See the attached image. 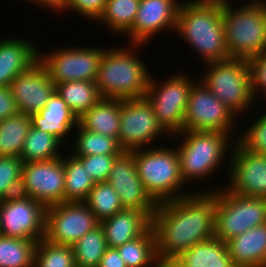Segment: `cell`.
I'll list each match as a JSON object with an SVG mask.
<instances>
[{
	"label": "cell",
	"instance_id": "1",
	"mask_svg": "<svg viewBox=\"0 0 266 267\" xmlns=\"http://www.w3.org/2000/svg\"><path fill=\"white\" fill-rule=\"evenodd\" d=\"M215 212L216 190L158 203L151 226L161 264L169 266L185 250L213 238Z\"/></svg>",
	"mask_w": 266,
	"mask_h": 267
},
{
	"label": "cell",
	"instance_id": "2",
	"mask_svg": "<svg viewBox=\"0 0 266 267\" xmlns=\"http://www.w3.org/2000/svg\"><path fill=\"white\" fill-rule=\"evenodd\" d=\"M176 33L203 59L204 65L230 58L226 46L221 0L182 1ZM206 62V63H205Z\"/></svg>",
	"mask_w": 266,
	"mask_h": 267
},
{
	"label": "cell",
	"instance_id": "3",
	"mask_svg": "<svg viewBox=\"0 0 266 267\" xmlns=\"http://www.w3.org/2000/svg\"><path fill=\"white\" fill-rule=\"evenodd\" d=\"M221 0L226 46L230 58L250 59L266 50V0L233 8Z\"/></svg>",
	"mask_w": 266,
	"mask_h": 267
},
{
	"label": "cell",
	"instance_id": "4",
	"mask_svg": "<svg viewBox=\"0 0 266 267\" xmlns=\"http://www.w3.org/2000/svg\"><path fill=\"white\" fill-rule=\"evenodd\" d=\"M117 48H107L101 58L95 81L100 96L122 100L145 97L149 68L133 50Z\"/></svg>",
	"mask_w": 266,
	"mask_h": 267
},
{
	"label": "cell",
	"instance_id": "5",
	"mask_svg": "<svg viewBox=\"0 0 266 267\" xmlns=\"http://www.w3.org/2000/svg\"><path fill=\"white\" fill-rule=\"evenodd\" d=\"M162 147L130 151L134 156L142 184L157 203L179 199L193 193L180 191L184 181L180 175L177 149Z\"/></svg>",
	"mask_w": 266,
	"mask_h": 267
},
{
	"label": "cell",
	"instance_id": "6",
	"mask_svg": "<svg viewBox=\"0 0 266 267\" xmlns=\"http://www.w3.org/2000/svg\"><path fill=\"white\" fill-rule=\"evenodd\" d=\"M183 135L182 144L178 146L177 153L179 156L180 175L184 183H190L192 180H202L212 175L226 159V153L231 152L234 145L231 134L215 131H197L183 130L171 137ZM230 137V138H229ZM232 145V146H231ZM228 146H230L228 148ZM211 174V175H210Z\"/></svg>",
	"mask_w": 266,
	"mask_h": 267
},
{
	"label": "cell",
	"instance_id": "7",
	"mask_svg": "<svg viewBox=\"0 0 266 267\" xmlns=\"http://www.w3.org/2000/svg\"><path fill=\"white\" fill-rule=\"evenodd\" d=\"M208 68V69H207ZM202 82L211 93L226 105L235 116L252 107L255 99L251 89V75L247 59L229 58L207 63Z\"/></svg>",
	"mask_w": 266,
	"mask_h": 267
},
{
	"label": "cell",
	"instance_id": "8",
	"mask_svg": "<svg viewBox=\"0 0 266 267\" xmlns=\"http://www.w3.org/2000/svg\"><path fill=\"white\" fill-rule=\"evenodd\" d=\"M216 190L215 235L227 242L250 228L266 223V198L246 197L220 188Z\"/></svg>",
	"mask_w": 266,
	"mask_h": 267
},
{
	"label": "cell",
	"instance_id": "9",
	"mask_svg": "<svg viewBox=\"0 0 266 267\" xmlns=\"http://www.w3.org/2000/svg\"><path fill=\"white\" fill-rule=\"evenodd\" d=\"M182 74L174 73L161 84L150 75L145 94L159 124L170 135L183 131L189 94L196 82L188 75Z\"/></svg>",
	"mask_w": 266,
	"mask_h": 267
},
{
	"label": "cell",
	"instance_id": "10",
	"mask_svg": "<svg viewBox=\"0 0 266 267\" xmlns=\"http://www.w3.org/2000/svg\"><path fill=\"white\" fill-rule=\"evenodd\" d=\"M104 52L105 48L92 46L62 47L46 54L39 51V62L55 84L69 81L95 82Z\"/></svg>",
	"mask_w": 266,
	"mask_h": 267
},
{
	"label": "cell",
	"instance_id": "11",
	"mask_svg": "<svg viewBox=\"0 0 266 267\" xmlns=\"http://www.w3.org/2000/svg\"><path fill=\"white\" fill-rule=\"evenodd\" d=\"M164 133L170 136L159 124L146 97L121 99L118 143L123 151L144 149L148 144L152 146L150 142Z\"/></svg>",
	"mask_w": 266,
	"mask_h": 267
},
{
	"label": "cell",
	"instance_id": "12",
	"mask_svg": "<svg viewBox=\"0 0 266 267\" xmlns=\"http://www.w3.org/2000/svg\"><path fill=\"white\" fill-rule=\"evenodd\" d=\"M46 207L22 194L0 201V234L39 241L45 237Z\"/></svg>",
	"mask_w": 266,
	"mask_h": 267
},
{
	"label": "cell",
	"instance_id": "13",
	"mask_svg": "<svg viewBox=\"0 0 266 267\" xmlns=\"http://www.w3.org/2000/svg\"><path fill=\"white\" fill-rule=\"evenodd\" d=\"M100 221L84 202H63L46 207L45 239L72 246Z\"/></svg>",
	"mask_w": 266,
	"mask_h": 267
},
{
	"label": "cell",
	"instance_id": "14",
	"mask_svg": "<svg viewBox=\"0 0 266 267\" xmlns=\"http://www.w3.org/2000/svg\"><path fill=\"white\" fill-rule=\"evenodd\" d=\"M200 83V84H199ZM236 116L202 83H194L189 94L183 130L234 132Z\"/></svg>",
	"mask_w": 266,
	"mask_h": 267
},
{
	"label": "cell",
	"instance_id": "15",
	"mask_svg": "<svg viewBox=\"0 0 266 267\" xmlns=\"http://www.w3.org/2000/svg\"><path fill=\"white\" fill-rule=\"evenodd\" d=\"M19 194L28 196L45 207L64 202L63 157L23 163Z\"/></svg>",
	"mask_w": 266,
	"mask_h": 267
},
{
	"label": "cell",
	"instance_id": "16",
	"mask_svg": "<svg viewBox=\"0 0 266 267\" xmlns=\"http://www.w3.org/2000/svg\"><path fill=\"white\" fill-rule=\"evenodd\" d=\"M106 182L117 192L124 208L142 211L152 219L158 203L142 184L131 152L123 151L116 157Z\"/></svg>",
	"mask_w": 266,
	"mask_h": 267
},
{
	"label": "cell",
	"instance_id": "17",
	"mask_svg": "<svg viewBox=\"0 0 266 267\" xmlns=\"http://www.w3.org/2000/svg\"><path fill=\"white\" fill-rule=\"evenodd\" d=\"M230 154L226 187L238 195L266 198V155L247 151L237 141Z\"/></svg>",
	"mask_w": 266,
	"mask_h": 267
},
{
	"label": "cell",
	"instance_id": "18",
	"mask_svg": "<svg viewBox=\"0 0 266 267\" xmlns=\"http://www.w3.org/2000/svg\"><path fill=\"white\" fill-rule=\"evenodd\" d=\"M179 0H140L133 25L123 34L133 46H143L164 29L175 32Z\"/></svg>",
	"mask_w": 266,
	"mask_h": 267
},
{
	"label": "cell",
	"instance_id": "19",
	"mask_svg": "<svg viewBox=\"0 0 266 267\" xmlns=\"http://www.w3.org/2000/svg\"><path fill=\"white\" fill-rule=\"evenodd\" d=\"M9 88L19 113L31 116L45 107L55 91V83L38 61L27 71L20 73Z\"/></svg>",
	"mask_w": 266,
	"mask_h": 267
},
{
	"label": "cell",
	"instance_id": "20",
	"mask_svg": "<svg viewBox=\"0 0 266 267\" xmlns=\"http://www.w3.org/2000/svg\"><path fill=\"white\" fill-rule=\"evenodd\" d=\"M30 42L18 37L0 41V87H9L20 73L39 61V49Z\"/></svg>",
	"mask_w": 266,
	"mask_h": 267
},
{
	"label": "cell",
	"instance_id": "21",
	"mask_svg": "<svg viewBox=\"0 0 266 267\" xmlns=\"http://www.w3.org/2000/svg\"><path fill=\"white\" fill-rule=\"evenodd\" d=\"M107 246L118 248L141 236L150 226L151 219L142 211L126 209L100 221Z\"/></svg>",
	"mask_w": 266,
	"mask_h": 267
},
{
	"label": "cell",
	"instance_id": "22",
	"mask_svg": "<svg viewBox=\"0 0 266 267\" xmlns=\"http://www.w3.org/2000/svg\"><path fill=\"white\" fill-rule=\"evenodd\" d=\"M234 267H266V223L226 242Z\"/></svg>",
	"mask_w": 266,
	"mask_h": 267
},
{
	"label": "cell",
	"instance_id": "23",
	"mask_svg": "<svg viewBox=\"0 0 266 267\" xmlns=\"http://www.w3.org/2000/svg\"><path fill=\"white\" fill-rule=\"evenodd\" d=\"M30 118L32 127L55 136L61 143L72 128L75 129L78 125L77 117L56 90L45 107L39 113L32 114Z\"/></svg>",
	"mask_w": 266,
	"mask_h": 267
},
{
	"label": "cell",
	"instance_id": "24",
	"mask_svg": "<svg viewBox=\"0 0 266 267\" xmlns=\"http://www.w3.org/2000/svg\"><path fill=\"white\" fill-rule=\"evenodd\" d=\"M170 267H234L226 242L215 237L185 250Z\"/></svg>",
	"mask_w": 266,
	"mask_h": 267
},
{
	"label": "cell",
	"instance_id": "25",
	"mask_svg": "<svg viewBox=\"0 0 266 267\" xmlns=\"http://www.w3.org/2000/svg\"><path fill=\"white\" fill-rule=\"evenodd\" d=\"M120 118L121 99L101 98L78 119V124L83 129L107 135L118 141Z\"/></svg>",
	"mask_w": 266,
	"mask_h": 267
},
{
	"label": "cell",
	"instance_id": "26",
	"mask_svg": "<svg viewBox=\"0 0 266 267\" xmlns=\"http://www.w3.org/2000/svg\"><path fill=\"white\" fill-rule=\"evenodd\" d=\"M126 267H161L155 233L150 226L141 236L116 248Z\"/></svg>",
	"mask_w": 266,
	"mask_h": 267
},
{
	"label": "cell",
	"instance_id": "27",
	"mask_svg": "<svg viewBox=\"0 0 266 267\" xmlns=\"http://www.w3.org/2000/svg\"><path fill=\"white\" fill-rule=\"evenodd\" d=\"M55 90L77 119L87 113L102 97L96 82L69 81L55 84Z\"/></svg>",
	"mask_w": 266,
	"mask_h": 267
},
{
	"label": "cell",
	"instance_id": "28",
	"mask_svg": "<svg viewBox=\"0 0 266 267\" xmlns=\"http://www.w3.org/2000/svg\"><path fill=\"white\" fill-rule=\"evenodd\" d=\"M64 202H83L94 186V181L82 163L72 154L63 157Z\"/></svg>",
	"mask_w": 266,
	"mask_h": 267
},
{
	"label": "cell",
	"instance_id": "29",
	"mask_svg": "<svg viewBox=\"0 0 266 267\" xmlns=\"http://www.w3.org/2000/svg\"><path fill=\"white\" fill-rule=\"evenodd\" d=\"M31 128L29 115L20 114L0 121V156L20 157L28 131Z\"/></svg>",
	"mask_w": 266,
	"mask_h": 267
},
{
	"label": "cell",
	"instance_id": "30",
	"mask_svg": "<svg viewBox=\"0 0 266 267\" xmlns=\"http://www.w3.org/2000/svg\"><path fill=\"white\" fill-rule=\"evenodd\" d=\"M61 143L55 136L31 126L20 154L23 163L47 161L62 156ZM59 151V152H58Z\"/></svg>",
	"mask_w": 266,
	"mask_h": 267
},
{
	"label": "cell",
	"instance_id": "31",
	"mask_svg": "<svg viewBox=\"0 0 266 267\" xmlns=\"http://www.w3.org/2000/svg\"><path fill=\"white\" fill-rule=\"evenodd\" d=\"M76 138L73 152L74 157L90 155H120L121 149L115 138L100 133L83 129L79 124L76 126Z\"/></svg>",
	"mask_w": 266,
	"mask_h": 267
},
{
	"label": "cell",
	"instance_id": "32",
	"mask_svg": "<svg viewBox=\"0 0 266 267\" xmlns=\"http://www.w3.org/2000/svg\"><path fill=\"white\" fill-rule=\"evenodd\" d=\"M139 6L140 0H107L96 21L106 24L110 32L122 35L133 25Z\"/></svg>",
	"mask_w": 266,
	"mask_h": 267
},
{
	"label": "cell",
	"instance_id": "33",
	"mask_svg": "<svg viewBox=\"0 0 266 267\" xmlns=\"http://www.w3.org/2000/svg\"><path fill=\"white\" fill-rule=\"evenodd\" d=\"M76 267H98L108 248L102 226L99 224L72 245Z\"/></svg>",
	"mask_w": 266,
	"mask_h": 267
},
{
	"label": "cell",
	"instance_id": "34",
	"mask_svg": "<svg viewBox=\"0 0 266 267\" xmlns=\"http://www.w3.org/2000/svg\"><path fill=\"white\" fill-rule=\"evenodd\" d=\"M37 241L0 234V267H34Z\"/></svg>",
	"mask_w": 266,
	"mask_h": 267
},
{
	"label": "cell",
	"instance_id": "35",
	"mask_svg": "<svg viewBox=\"0 0 266 267\" xmlns=\"http://www.w3.org/2000/svg\"><path fill=\"white\" fill-rule=\"evenodd\" d=\"M99 221L113 216L124 209L119 195L107 182L95 183L83 201Z\"/></svg>",
	"mask_w": 266,
	"mask_h": 267
},
{
	"label": "cell",
	"instance_id": "36",
	"mask_svg": "<svg viewBox=\"0 0 266 267\" xmlns=\"http://www.w3.org/2000/svg\"><path fill=\"white\" fill-rule=\"evenodd\" d=\"M34 267H76L72 246L51 243L45 238L37 242Z\"/></svg>",
	"mask_w": 266,
	"mask_h": 267
},
{
	"label": "cell",
	"instance_id": "37",
	"mask_svg": "<svg viewBox=\"0 0 266 267\" xmlns=\"http://www.w3.org/2000/svg\"><path fill=\"white\" fill-rule=\"evenodd\" d=\"M22 160L15 156H0V201L19 194Z\"/></svg>",
	"mask_w": 266,
	"mask_h": 267
},
{
	"label": "cell",
	"instance_id": "38",
	"mask_svg": "<svg viewBox=\"0 0 266 267\" xmlns=\"http://www.w3.org/2000/svg\"><path fill=\"white\" fill-rule=\"evenodd\" d=\"M257 119L234 140L247 151L266 155V111Z\"/></svg>",
	"mask_w": 266,
	"mask_h": 267
},
{
	"label": "cell",
	"instance_id": "39",
	"mask_svg": "<svg viewBox=\"0 0 266 267\" xmlns=\"http://www.w3.org/2000/svg\"><path fill=\"white\" fill-rule=\"evenodd\" d=\"M119 155H90L77 156L94 183L106 182L112 168V164Z\"/></svg>",
	"mask_w": 266,
	"mask_h": 267
},
{
	"label": "cell",
	"instance_id": "40",
	"mask_svg": "<svg viewBox=\"0 0 266 267\" xmlns=\"http://www.w3.org/2000/svg\"><path fill=\"white\" fill-rule=\"evenodd\" d=\"M248 63L251 75V89L255 101L259 92L262 94L265 92L263 95L266 98V50L248 59Z\"/></svg>",
	"mask_w": 266,
	"mask_h": 267
},
{
	"label": "cell",
	"instance_id": "41",
	"mask_svg": "<svg viewBox=\"0 0 266 267\" xmlns=\"http://www.w3.org/2000/svg\"><path fill=\"white\" fill-rule=\"evenodd\" d=\"M107 0H69L65 11H73L87 19H98L102 14Z\"/></svg>",
	"mask_w": 266,
	"mask_h": 267
},
{
	"label": "cell",
	"instance_id": "42",
	"mask_svg": "<svg viewBox=\"0 0 266 267\" xmlns=\"http://www.w3.org/2000/svg\"><path fill=\"white\" fill-rule=\"evenodd\" d=\"M19 113L9 87H0V121Z\"/></svg>",
	"mask_w": 266,
	"mask_h": 267
},
{
	"label": "cell",
	"instance_id": "43",
	"mask_svg": "<svg viewBox=\"0 0 266 267\" xmlns=\"http://www.w3.org/2000/svg\"><path fill=\"white\" fill-rule=\"evenodd\" d=\"M98 267H126L116 248L108 247L100 259Z\"/></svg>",
	"mask_w": 266,
	"mask_h": 267
},
{
	"label": "cell",
	"instance_id": "44",
	"mask_svg": "<svg viewBox=\"0 0 266 267\" xmlns=\"http://www.w3.org/2000/svg\"><path fill=\"white\" fill-rule=\"evenodd\" d=\"M28 1V0H27ZM30 2H33L34 4L37 3L36 5H40L43 8L45 7L46 9H52L53 12H64L69 0H30ZM64 10V11H63Z\"/></svg>",
	"mask_w": 266,
	"mask_h": 267
}]
</instances>
